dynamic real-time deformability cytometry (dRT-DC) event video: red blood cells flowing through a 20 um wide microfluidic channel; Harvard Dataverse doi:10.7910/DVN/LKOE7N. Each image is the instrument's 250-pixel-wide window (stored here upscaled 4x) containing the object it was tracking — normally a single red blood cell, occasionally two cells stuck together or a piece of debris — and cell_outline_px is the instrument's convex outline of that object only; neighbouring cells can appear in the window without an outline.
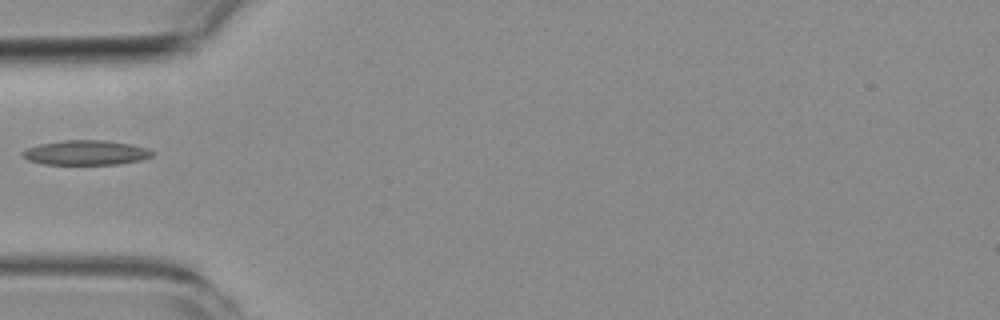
{"species": "common noctule bat (a hibernating species)", "species_latin": "Nyctalus noctula", "temperature_condition": "room temperature", "stored_images_in_passage": 1, "camera_frame_rate_fps": 3000, "um_per_image_px": 0.085, "animal": {"sex": "female", "body_mass_g": 19.3, "forearm_length_mm": 54.1}, "frame": {"image": 1, "passage_image": 1, "time_ms": 0.0, "image_size_px": [1000, 320], "cell_outline_px": [[152, 156], [140, 160], [120, 164], [44, 164], [28, 160], [20, 156], [20, 152], [28, 148], [40, 144], [64, 140], [100, 140], [132, 144], [148, 148], [152, 152]], "centroid_in_image_um": [7.27, 12.98], "position_along_channel_um": 77.7, "area_um2": 18.61}}